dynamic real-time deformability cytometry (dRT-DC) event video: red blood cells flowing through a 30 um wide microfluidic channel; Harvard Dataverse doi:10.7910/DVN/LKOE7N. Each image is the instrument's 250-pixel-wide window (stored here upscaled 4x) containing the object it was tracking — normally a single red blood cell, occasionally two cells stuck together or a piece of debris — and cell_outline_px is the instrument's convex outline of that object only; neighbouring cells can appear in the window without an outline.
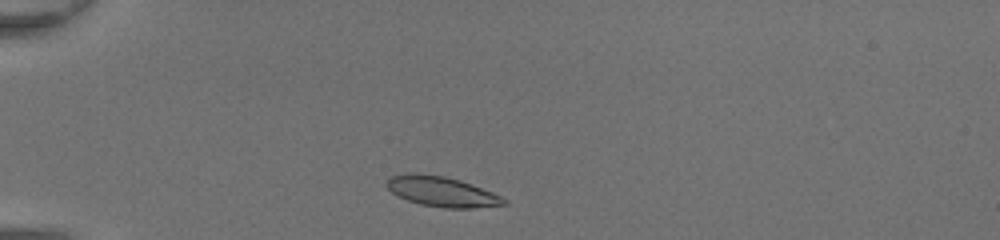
{"species": "common noctule bat (a hibernating species)", "species_latin": "Nyctalus noctula", "temperature_condition": "room temperature", "stored_images_in_passage": 32, "camera_frame_rate_fps": 3000, "um_per_image_px": 0.085, "animal": {"sex": "female", "body_mass_g": 20.0, "forearm_length_mm": 54.0}, "frame": {"image": 1, "passage_image": 2, "time_ms": 0.333, "image_size_px": [1000, 240], "cell_outline_px": [[508, 204], [472, 208], [444, 208], [420, 204], [396, 196], [384, 184], [392, 176], [444, 176], [460, 180], [492, 192], [508, 200]], "centroid_in_image_um": [37.62, 16.34], "position_along_channel_um": 47.4, "area_um2": 19.77}}
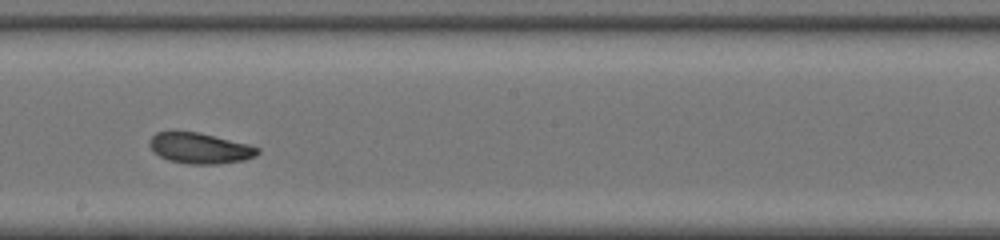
{"frame": {"image": 2, "passage_image": 17, "time_ms": 5.333, "image_size_px": [1000, 240], "cell_outline_px": [[260, 152], [256, 156], [244, 160], [216, 164], [188, 164], [168, 160], [152, 152], [148, 144], [148, 140], [156, 132], [200, 132], [248, 144], [260, 148]], "centroid_in_image_um": [16.97, 12.6], "position_along_channel_um": 231.2, "area_um2": 19.48}}
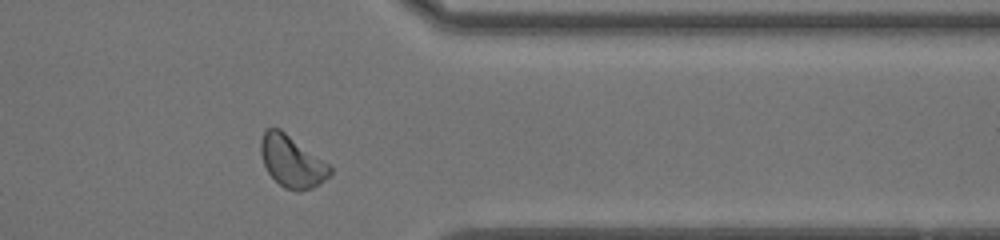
{"frame": {"image": 3, "passage_image": 28, "time_ms": 9.0, "image_size_px": [1000, 240], "cell_outline_px": [[332, 176], [320, 184], [312, 188], [284, 188], [268, 172], [264, 164], [260, 152], [260, 140], [264, 132], [268, 128], [280, 128], [328, 164], [332, 168]], "centroid_in_image_um": [24.81, 13.7], "position_along_channel_um": 386.6, "area_um2": 20.4}, "authors_computed_cell_mechanics": {"area_um2": 19.9699, "velocity_mm_per_s": 4.3872, "shape_relaxation_time_tau1_ms": 3.2802, "shape_relaxation_time_tau2_ms": 2.0596, "deformation_change_tau1": 0.1071, "deformation_change_tau2": 0.0678}}